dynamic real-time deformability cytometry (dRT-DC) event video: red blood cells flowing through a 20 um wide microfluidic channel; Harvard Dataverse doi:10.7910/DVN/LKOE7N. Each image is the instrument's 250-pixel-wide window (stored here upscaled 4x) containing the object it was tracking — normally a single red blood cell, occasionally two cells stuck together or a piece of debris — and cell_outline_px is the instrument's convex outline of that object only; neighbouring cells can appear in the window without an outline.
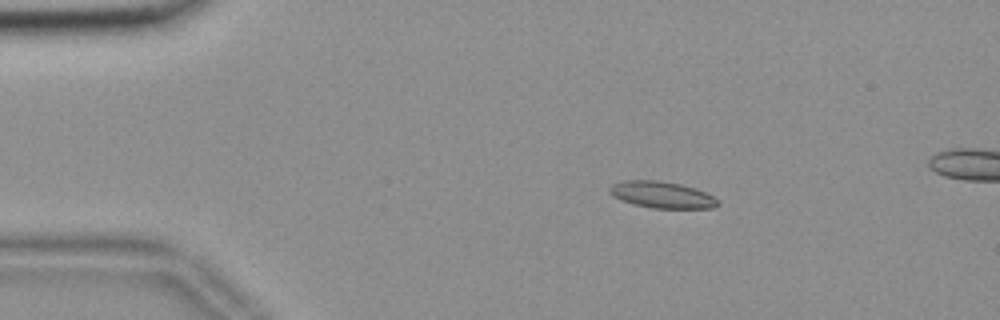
{"species": "common noctule bat (a hibernating species)", "species_latin": "Nyctalus noctula", "temperature_condition": "room temperature", "stored_images_in_passage": 18, "camera_frame_rate_fps": 3000, "um_per_image_px": 0.085, "animal": {"sex": "female", "body_mass_g": 18.4}, "frame": {"image": 1, "passage_image": 11, "time_ms": 3.333, "image_size_px": [1000, 320], "cell_outline_px": [[720, 204], [712, 208], [652, 208], [636, 204], [612, 196], [608, 192], [608, 188], [612, 184], [624, 180], [656, 180], [680, 184], [704, 192], [720, 200]], "centroid_in_image_um": [56.25, 16.55], "position_along_channel_um": 28.8, "area_um2": 16.59}}